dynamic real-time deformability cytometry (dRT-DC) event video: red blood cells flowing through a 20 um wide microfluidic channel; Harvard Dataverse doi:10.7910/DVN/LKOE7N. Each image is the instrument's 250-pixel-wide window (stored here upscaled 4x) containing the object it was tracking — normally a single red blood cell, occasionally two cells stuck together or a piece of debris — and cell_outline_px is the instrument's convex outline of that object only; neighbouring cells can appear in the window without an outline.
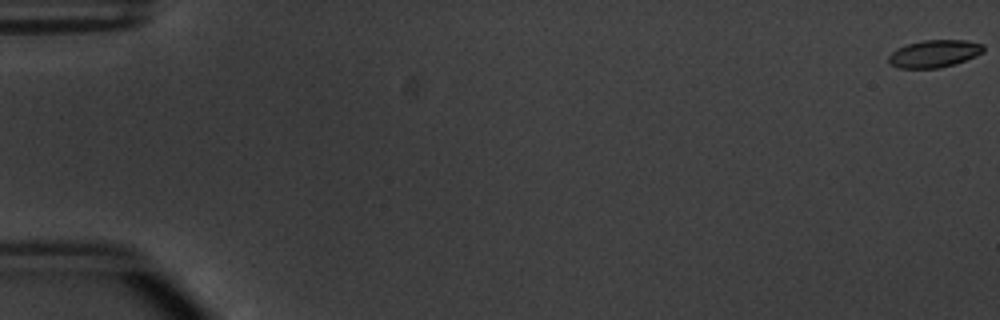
{"species": "common noctule bat (a hibernating species)", "species_latin": "Nyctalus noctula", "temperature_condition": "warm", "stored_images_in_passage": 55, "camera_frame_rate_fps": 3000, "um_per_image_px": 0.085, "animal": {"sex": "male", "body_mass_g": 20.1, "forearm_length_mm": 53.5}, "frame": {"image": 1, "passage_image": 1, "time_ms": 0.0, "image_size_px": [1000, 320], "cell_outline_px": [[984, 52], [976, 56], [940, 68], [900, 68], [888, 64], [888, 56], [896, 48], [908, 44], [924, 40], [968, 40], [984, 44]], "centroid_in_image_um": [79.41, 4.55], "position_along_channel_um": 5.6, "area_um2": 15.2}}
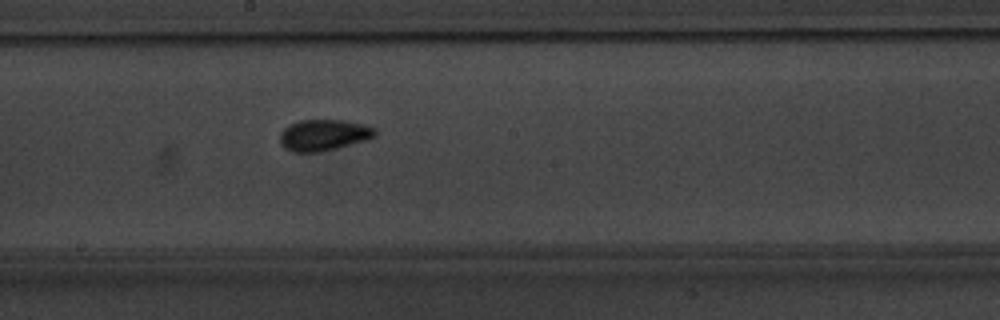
{"frame": {"image": 2, "passage_image": 31, "time_ms": 10.0, "image_size_px": [1000, 320], "cell_outline_px": [[376, 136], [364, 140], [336, 148], [320, 152], [292, 152], [284, 148], [280, 144], [280, 132], [288, 124], [300, 120], [344, 120], [364, 124], [376, 128]], "centroid_in_image_um": [27.48, 11.47], "position_along_channel_um": 220.7, "area_um2": 17.4}}
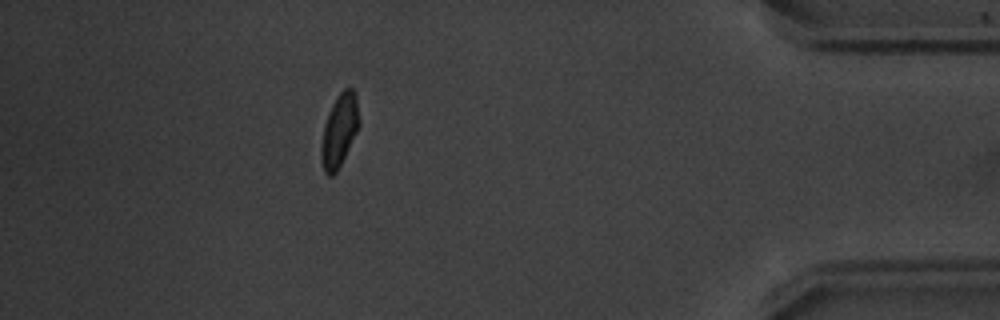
{"frame": {"image": 3, "passage_image": 49, "time_ms": 16.0, "image_size_px": [1000, 320], "cell_outline_px": [[360, 124], [336, 172], [332, 176], [328, 176], [324, 172], [320, 160], [320, 144], [324, 124], [328, 112], [336, 96], [344, 88], [352, 88], [356, 92], [360, 120]], "centroid_in_image_um": [28.82, 11.06], "position_along_channel_um": 406.4, "area_um2": 16.24}, "authors_computed_cell_mechanics": {"area_um2": 15.8372, "velocity_mm_per_s": 3.8262, "shape_relaxation_time_tau1_ms": 2.615, "shape_relaxation_time_tau2_ms": 1.0464, "deformation_change_tau1": 0.1177, "deformation_change_tau2": 0.0612}}